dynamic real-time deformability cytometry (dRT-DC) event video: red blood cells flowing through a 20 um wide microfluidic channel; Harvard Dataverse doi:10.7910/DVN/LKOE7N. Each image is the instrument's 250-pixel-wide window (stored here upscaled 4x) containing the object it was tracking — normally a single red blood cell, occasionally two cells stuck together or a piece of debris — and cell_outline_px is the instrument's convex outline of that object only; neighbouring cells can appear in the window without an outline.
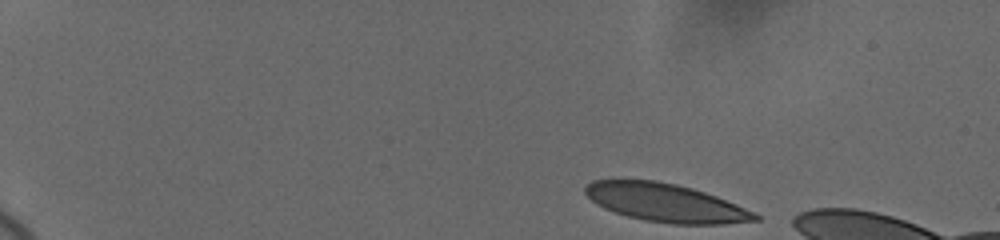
{"species": "human", "species_latin": "Homo sapiens", "temperature_condition": "cold", "stored_images_in_passage": 11, "camera_frame_rate_fps": 3000, "um_per_image_px": 0.085, "donor": {"sex": "female"}, "frame": {"image": 1, "passage_image": 1, "time_ms": 0.0, "image_size_px": [1000, 240], "cell_outline_px": [[760, 220], [724, 224], [672, 224], [644, 220], [628, 216], [604, 208], [596, 204], [584, 192], [584, 188], [592, 180], [620, 176], [656, 180], [676, 184], [692, 188], [716, 196], [736, 204], [760, 216]], "centroid_in_image_um": [56.49, 17.18], "position_along_channel_um": 28.5, "area_um2": 38.49}}